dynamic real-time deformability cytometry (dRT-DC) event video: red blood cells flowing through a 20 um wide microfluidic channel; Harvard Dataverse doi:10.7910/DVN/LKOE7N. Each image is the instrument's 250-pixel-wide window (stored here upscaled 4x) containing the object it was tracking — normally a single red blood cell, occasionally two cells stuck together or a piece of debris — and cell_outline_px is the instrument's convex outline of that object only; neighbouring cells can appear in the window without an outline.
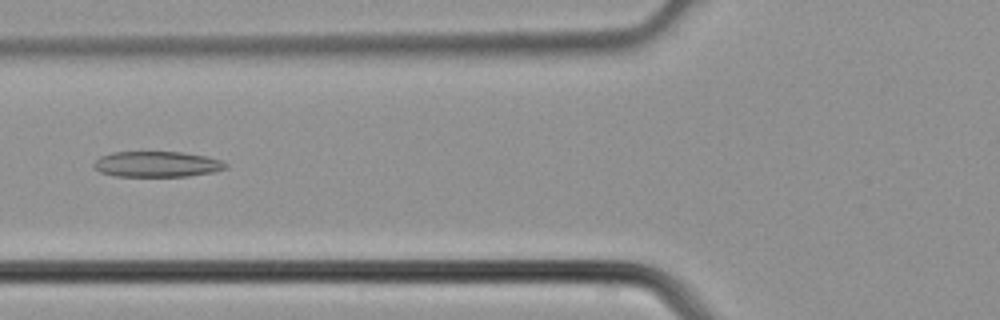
{"species": "common noctule bat (a hibernating species)", "species_latin": "Nyctalus noctula", "temperature_condition": "cold", "stored_images_in_passage": 4, "camera_frame_rate_fps": 3000, "um_per_image_px": 0.085, "animal": {"sex": "male", "body_mass_g": 21.5, "forearm_length_mm": 52.0}, "frame": {"image": 1, "passage_image": 4, "time_ms": 1.0, "image_size_px": [1000, 320], "cell_outline_px": [[228, 168], [212, 172], [188, 176], [116, 176], [100, 172], [92, 164], [100, 156], [112, 152], [180, 152], [204, 156], [220, 160], [228, 164]], "centroid_in_image_um": [13.33, 13.95], "position_along_channel_um": 112.5, "area_um2": 19.59}}